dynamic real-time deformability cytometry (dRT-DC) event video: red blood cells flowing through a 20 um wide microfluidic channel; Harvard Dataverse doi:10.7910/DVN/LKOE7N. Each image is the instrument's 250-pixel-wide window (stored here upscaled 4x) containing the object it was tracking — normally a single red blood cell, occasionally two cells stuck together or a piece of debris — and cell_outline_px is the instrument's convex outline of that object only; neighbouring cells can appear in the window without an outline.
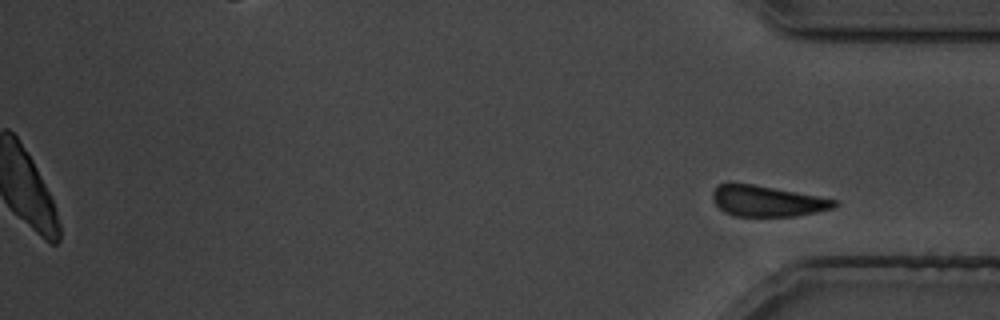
{"species": "common noctule bat (a hibernating species)", "species_latin": "Nyctalus noctula", "temperature_condition": "cold", "stored_images_in_passage": 31, "segment_of_instrument_passage": [2, 2], "camera_frame_rate_fps": 3000, "um_per_image_px": 0.085, "animal": {"sex": "male", "body_mass_g": 19.5, "forearm_length_mm": 54.6}, "frame": {"image": 1, "passage_image": 31, "time_ms": 36.667, "image_size_px": [1000, 320], "cell_outline_px": [[840, 204], [836, 208], [796, 216], [736, 216], [724, 212], [716, 204], [712, 196], [712, 192], [716, 184], [728, 180], [752, 184], [820, 196], [836, 200]], "centroid_in_image_um": [65.18, 17.06], "position_along_channel_um": 370.0, "area_um2": 22.37}}